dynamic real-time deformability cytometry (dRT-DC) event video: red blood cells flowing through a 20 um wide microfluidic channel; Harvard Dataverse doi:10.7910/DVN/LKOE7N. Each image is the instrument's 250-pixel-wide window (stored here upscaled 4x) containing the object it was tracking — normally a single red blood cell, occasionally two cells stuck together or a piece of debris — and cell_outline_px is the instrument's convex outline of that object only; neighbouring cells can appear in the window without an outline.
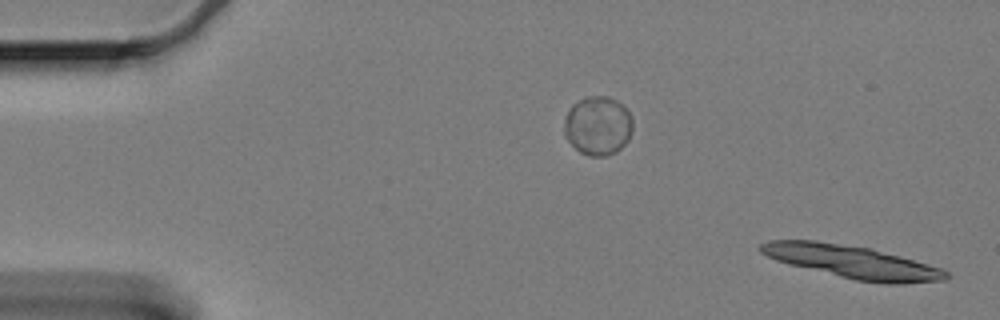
{"species": "Egyptian fruit bat (a non-hibernating species)", "species_latin": "Rousettus aegyptiacus", "temperature_condition": "cold", "stored_images_in_passage": 15, "camera_frame_rate_fps": 3000, "um_per_image_px": 0.085, "animal": {"sex": "female"}, "frame": {"image": 1, "passage_image": 1, "time_ms": 0.0, "image_size_px": [1000, 320], "cell_outline_px": [[952, 276], [948, 280], [904, 284], [884, 284], [856, 280], [788, 264], [776, 260], [760, 252], [756, 248], [760, 244], [768, 240], [816, 240], [868, 248], [900, 256], [940, 268], [948, 272]], "centroid_in_image_um": [72.44, 22.27], "position_along_channel_um": 12.6, "area_um2": 35.43}}